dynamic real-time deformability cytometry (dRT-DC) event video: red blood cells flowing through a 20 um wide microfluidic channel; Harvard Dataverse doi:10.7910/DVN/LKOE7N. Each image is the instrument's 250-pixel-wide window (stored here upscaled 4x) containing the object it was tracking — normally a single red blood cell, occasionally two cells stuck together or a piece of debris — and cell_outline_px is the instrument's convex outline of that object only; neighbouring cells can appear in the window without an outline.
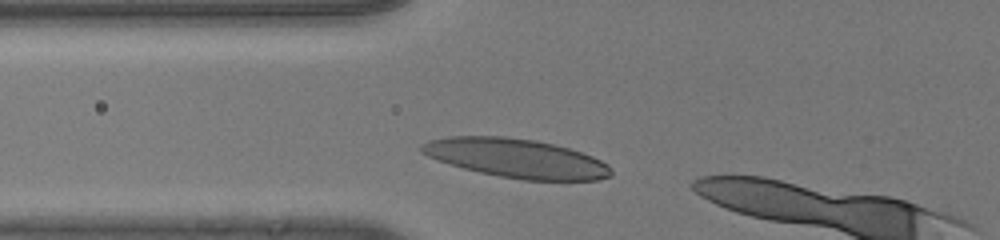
{"species": "human", "species_latin": "Homo sapiens", "temperature_condition": "room temperature", "stored_images_in_passage": 20, "camera_frame_rate_fps": 3000, "um_per_image_px": 0.085, "donor": {"sex": "male"}, "frame": {"image": 1, "passage_image": 6, "time_ms": 1.667, "image_size_px": [1000, 240], "cell_outline_px": [[612, 176], [600, 180], [524, 180], [500, 176], [480, 172], [464, 168], [436, 160], [420, 152], [420, 144], [428, 140], [448, 136], [504, 136], [536, 140], [568, 148], [592, 156], [608, 164], [612, 168]], "centroid_in_image_um": [43.88, 13.45], "position_along_channel_um": 81.9, "area_um2": 43.12}}
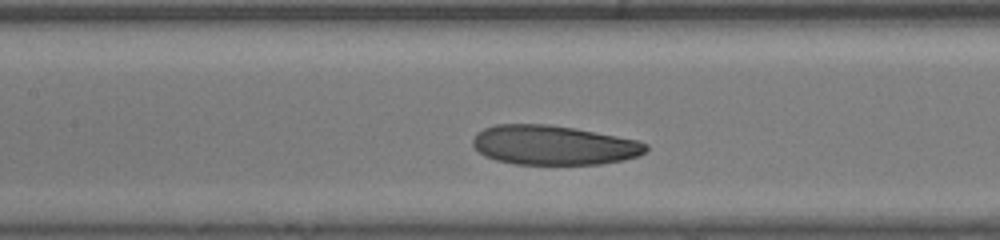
{"frame": {"image": 2, "passage_image": 12, "time_ms": 3.667, "image_size_px": [1000, 240], "cell_outline_px": [[648, 148], [644, 152], [636, 156], [624, 160], [600, 164], [516, 164], [496, 160], [484, 156], [472, 144], [472, 140], [476, 132], [484, 128], [496, 124], [548, 124], [572, 128], [640, 140], [648, 144]], "centroid_in_image_um": [47.04, 12.33], "position_along_channel_um": 160.4, "area_um2": 39.82}}
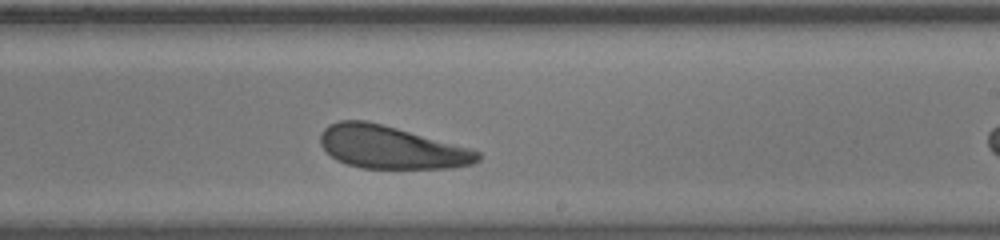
{"frame": {"image": 3, "passage_image": 19, "time_ms": 6.0, "image_size_px": [1000, 240], "cell_outline_px": [[480, 160], [472, 164], [452, 168], [360, 168], [336, 160], [320, 144], [320, 132], [328, 124], [340, 120], [368, 120], [472, 148], [480, 152]], "centroid_in_image_um": [33.25, 12.51], "position_along_channel_um": 255.8, "area_um2": 39.42}}